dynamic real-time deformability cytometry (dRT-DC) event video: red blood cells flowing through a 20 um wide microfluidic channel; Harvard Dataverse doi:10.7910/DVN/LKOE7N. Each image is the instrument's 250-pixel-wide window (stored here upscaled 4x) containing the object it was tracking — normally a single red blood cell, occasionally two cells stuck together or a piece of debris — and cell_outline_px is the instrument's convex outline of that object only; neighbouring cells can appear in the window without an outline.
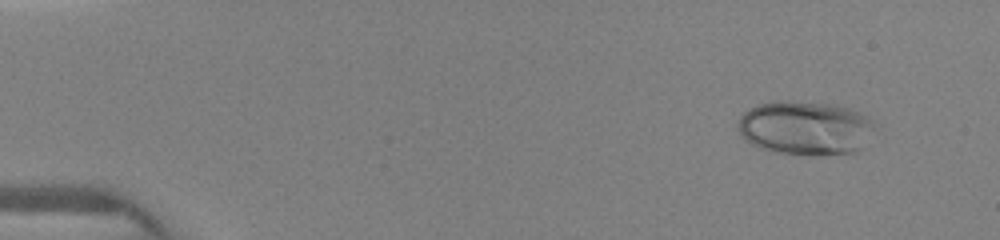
{"species": "human", "species_latin": "Homo sapiens", "temperature_condition": "warm", "stored_images_in_passage": 13, "camera_frame_rate_fps": 3000, "um_per_image_px": 0.085, "donor": {"sex": "female"}, "frame": {"image": 1, "passage_image": 1, "time_ms": 0.0, "image_size_px": [1000, 240], "cell_outline_px": [[872, 128], [860, 148], [856, 152], [812, 156], [780, 152], [760, 148], [752, 144], [736, 128], [736, 124], [740, 116], [744, 112], [760, 104], [776, 100], [828, 104], [848, 108], [860, 112], [872, 120]], "centroid_in_image_um": [68.4, 10.88], "position_along_channel_um": 16.6, "area_um2": 42.43}}
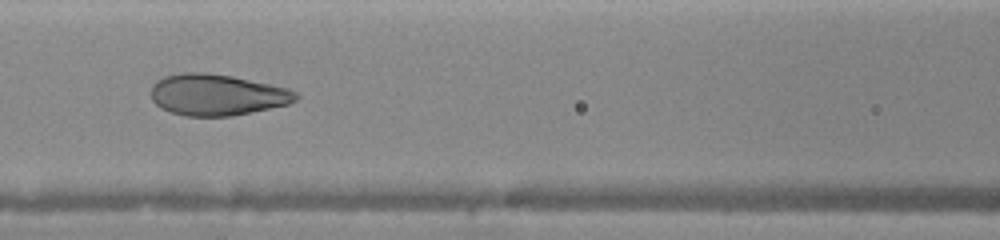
{"frame": {"image": 2, "passage_image": 7, "time_ms": 5.667, "image_size_px": [1000, 240], "cell_outline_px": [[300, 96], [296, 100], [288, 104], [228, 116], [184, 116], [172, 112], [156, 104], [152, 100], [152, 84], [156, 80], [164, 76], [180, 72], [204, 72], [232, 76], [288, 88], [296, 92]], "centroid_in_image_um": [18.42, 8.04], "position_along_channel_um": 148.2, "area_um2": 34.62}}
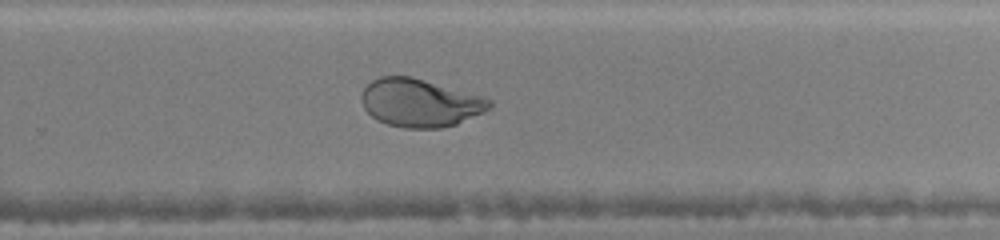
{"frame": {"image": 3, "passage_image": 11, "time_ms": 9.0, "image_size_px": [1000, 240], "cell_outline_px": [[492, 104], [484, 112], [456, 124], [440, 128], [404, 128], [388, 124], [376, 120], [364, 108], [360, 100], [360, 96], [364, 88], [372, 80], [380, 76], [412, 76], [484, 96], [492, 100]], "centroid_in_image_um": [35.69, 8.73], "position_along_channel_um": 294.1, "area_um2": 36.01}}